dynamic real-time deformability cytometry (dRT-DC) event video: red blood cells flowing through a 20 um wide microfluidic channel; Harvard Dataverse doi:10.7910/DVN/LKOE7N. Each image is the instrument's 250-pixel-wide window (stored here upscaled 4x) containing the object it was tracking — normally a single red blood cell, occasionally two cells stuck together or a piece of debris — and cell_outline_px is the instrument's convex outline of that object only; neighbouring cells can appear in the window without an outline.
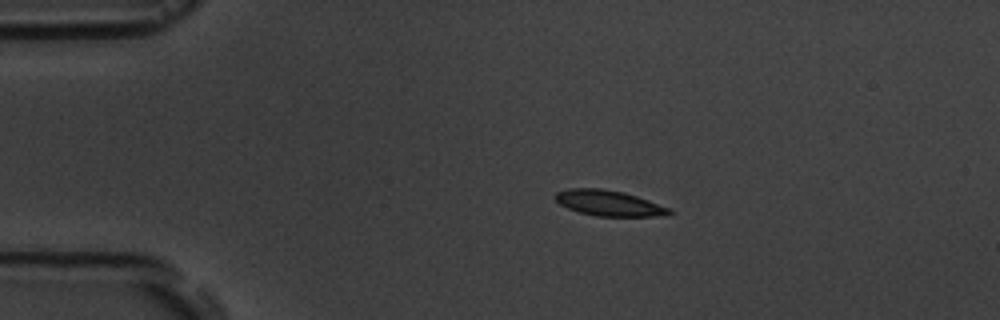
{"species": "common noctule bat (a hibernating species)", "species_latin": "Nyctalus noctula", "temperature_condition": "room temperature", "stored_images_in_passage": 2, "camera_frame_rate_fps": 3000, "um_per_image_px": 0.085, "animal": {"sex": "male", "body_mass_g": 19.5, "forearm_length_mm": 54.6}, "frame": {"image": 1, "passage_image": 1, "time_ms": 0.0, "image_size_px": [1000, 320], "cell_outline_px": [[672, 212], [668, 216], [596, 216], [580, 212], [568, 208], [560, 204], [556, 200], [556, 192], [568, 188], [604, 188], [624, 192], [648, 200], [668, 208]], "centroid_in_image_um": [51.75, 17.26], "position_along_channel_um": 33.3, "area_um2": 16.88}}